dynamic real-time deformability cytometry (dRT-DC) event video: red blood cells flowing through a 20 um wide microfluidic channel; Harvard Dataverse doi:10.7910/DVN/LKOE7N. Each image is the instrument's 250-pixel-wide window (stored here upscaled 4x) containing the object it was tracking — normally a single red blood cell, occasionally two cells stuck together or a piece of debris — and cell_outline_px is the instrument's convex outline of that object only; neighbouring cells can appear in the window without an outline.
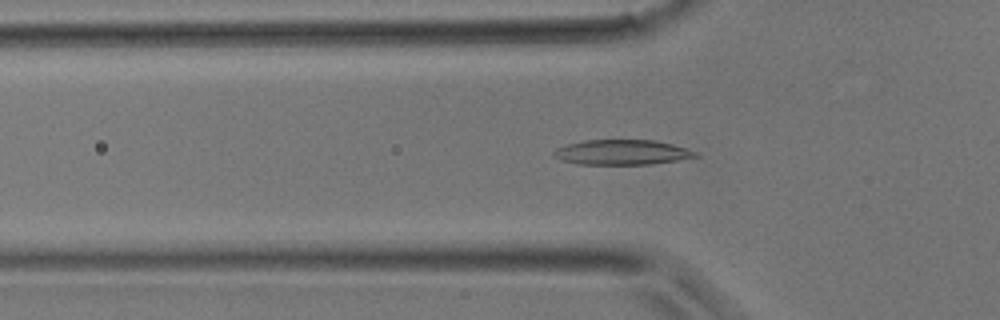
{"species": "common noctule bat (a hibernating species)", "species_latin": "Nyctalus noctula", "temperature_condition": "room temperature", "stored_images_in_passage": 40, "camera_frame_rate_fps": 3000, "um_per_image_px": 0.085, "animal": {"sex": "male", "body_mass_g": 17.9}, "frame": {"image": 1, "passage_image": 12, "time_ms": 3.667, "image_size_px": [1000, 320], "cell_outline_px": [[700, 156], [652, 164], [576, 164], [560, 160], [552, 156], [552, 152], [556, 148], [568, 144], [584, 140], [656, 140], [672, 144], [696, 152]], "centroid_in_image_um": [52.81, 12.94], "position_along_channel_um": 73.0, "area_um2": 20.63}}
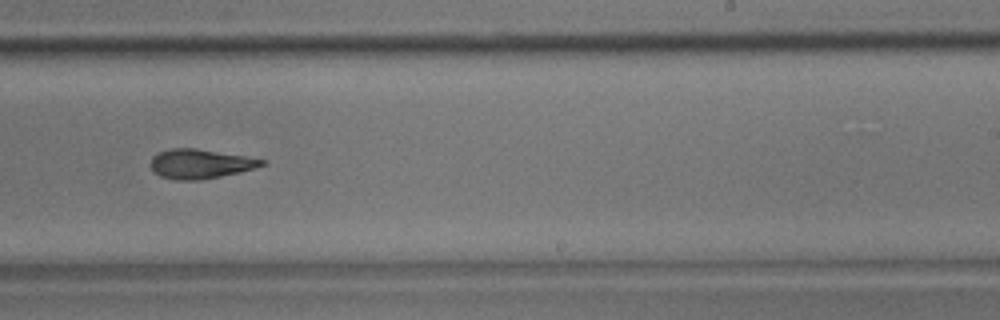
{"frame": {"image": 2, "passage_image": 24, "time_ms": 7.667, "image_size_px": [1000, 320], "cell_outline_px": [[268, 164], [256, 168], [240, 172], [200, 180], [176, 180], [160, 176], [152, 172], [152, 156], [156, 152], [172, 148], [196, 148], [248, 156], [268, 160]], "centroid_in_image_um": [17.07, 13.92], "position_along_channel_um": 271.9, "area_um2": 19.36}}
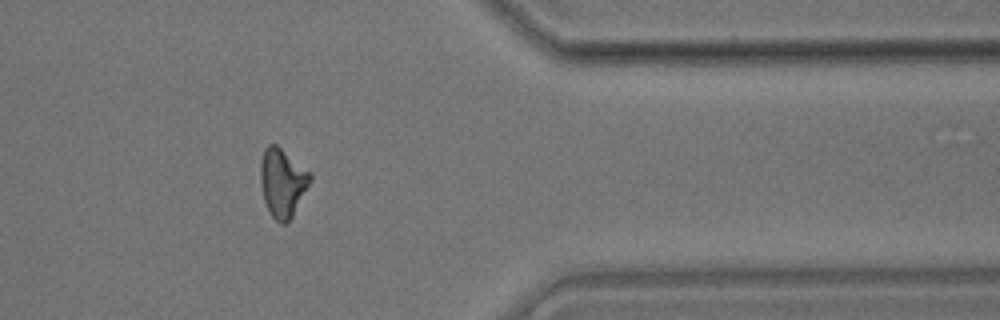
{"frame": {"image": 3, "passage_image": 32, "time_ms": 10.333, "image_size_px": [1000, 320], "cell_outline_px": [[312, 180], [292, 216], [284, 224], [280, 224], [272, 216], [264, 200], [260, 184], [260, 160], [264, 148], [268, 144], [276, 144], [312, 172]], "centroid_in_image_um": [24.01, 15.48], "position_along_channel_um": 387.4, "area_um2": 20.0}}